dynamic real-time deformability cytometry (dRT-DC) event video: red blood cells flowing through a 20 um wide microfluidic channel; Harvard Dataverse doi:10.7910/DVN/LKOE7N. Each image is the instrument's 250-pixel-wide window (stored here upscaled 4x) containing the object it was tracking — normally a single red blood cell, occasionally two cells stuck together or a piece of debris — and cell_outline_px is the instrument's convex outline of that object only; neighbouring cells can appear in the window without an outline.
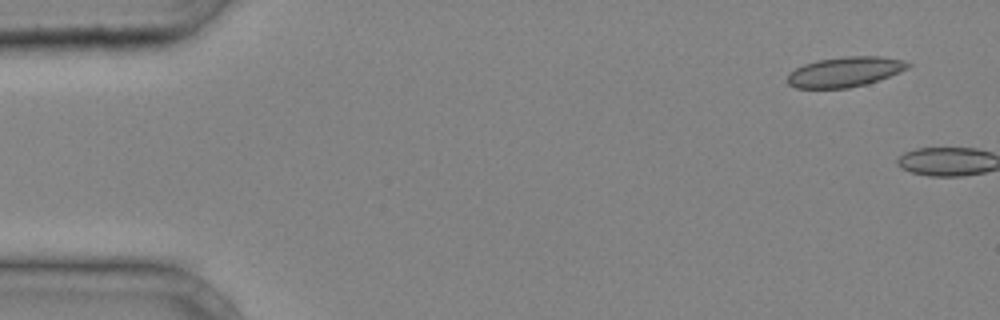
{"species": "common noctule bat (a hibernating species)", "species_latin": "Nyctalus noctula", "temperature_condition": "cold", "stored_images_in_passage": 2, "camera_frame_rate_fps": 3000, "um_per_image_px": 0.085, "animal": {"sex": "male", "body_mass_g": 20.4}, "frame": {"image": 1, "passage_image": 1, "time_ms": 0.0, "image_size_px": [1000, 320], "cell_outline_px": [[912, 64], [908, 68], [900, 72], [864, 84], [848, 88], [796, 88], [788, 84], [788, 72], [804, 64], [816, 60], [844, 56], [880, 56], [904, 60]], "centroid_in_image_um": [71.8, 6.09], "position_along_channel_um": 13.2, "area_um2": 21.04}}